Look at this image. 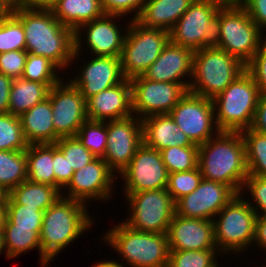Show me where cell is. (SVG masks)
Segmentation results:
<instances>
[{
	"instance_id": "6da1fadb",
	"label": "cell",
	"mask_w": 266,
	"mask_h": 267,
	"mask_svg": "<svg viewBox=\"0 0 266 267\" xmlns=\"http://www.w3.org/2000/svg\"><path fill=\"white\" fill-rule=\"evenodd\" d=\"M12 12L22 22L28 53L49 58L61 70L71 65L75 32L61 24L51 9L13 7Z\"/></svg>"
},
{
	"instance_id": "7a4b0ae2",
	"label": "cell",
	"mask_w": 266,
	"mask_h": 267,
	"mask_svg": "<svg viewBox=\"0 0 266 267\" xmlns=\"http://www.w3.org/2000/svg\"><path fill=\"white\" fill-rule=\"evenodd\" d=\"M198 167L204 180L227 184L240 194L249 175L241 132L220 131L198 145Z\"/></svg>"
},
{
	"instance_id": "3957f363",
	"label": "cell",
	"mask_w": 266,
	"mask_h": 267,
	"mask_svg": "<svg viewBox=\"0 0 266 267\" xmlns=\"http://www.w3.org/2000/svg\"><path fill=\"white\" fill-rule=\"evenodd\" d=\"M86 205L60 196L44 211L40 245L42 252L51 261L94 224L93 217L87 213L89 209Z\"/></svg>"
},
{
	"instance_id": "277c9868",
	"label": "cell",
	"mask_w": 266,
	"mask_h": 267,
	"mask_svg": "<svg viewBox=\"0 0 266 267\" xmlns=\"http://www.w3.org/2000/svg\"><path fill=\"white\" fill-rule=\"evenodd\" d=\"M245 70L238 58L214 45L195 50L188 91L213 100Z\"/></svg>"
},
{
	"instance_id": "5b68a950",
	"label": "cell",
	"mask_w": 266,
	"mask_h": 267,
	"mask_svg": "<svg viewBox=\"0 0 266 267\" xmlns=\"http://www.w3.org/2000/svg\"><path fill=\"white\" fill-rule=\"evenodd\" d=\"M103 240L131 267H168L167 234L138 231L122 221L109 229Z\"/></svg>"
},
{
	"instance_id": "8992f818",
	"label": "cell",
	"mask_w": 266,
	"mask_h": 267,
	"mask_svg": "<svg viewBox=\"0 0 266 267\" xmlns=\"http://www.w3.org/2000/svg\"><path fill=\"white\" fill-rule=\"evenodd\" d=\"M261 92L252 75L245 70L213 99L220 131L241 132L252 125Z\"/></svg>"
},
{
	"instance_id": "52a82bcc",
	"label": "cell",
	"mask_w": 266,
	"mask_h": 267,
	"mask_svg": "<svg viewBox=\"0 0 266 267\" xmlns=\"http://www.w3.org/2000/svg\"><path fill=\"white\" fill-rule=\"evenodd\" d=\"M262 32L244 7H220L213 45L247 65L264 40Z\"/></svg>"
},
{
	"instance_id": "ba28073f",
	"label": "cell",
	"mask_w": 266,
	"mask_h": 267,
	"mask_svg": "<svg viewBox=\"0 0 266 267\" xmlns=\"http://www.w3.org/2000/svg\"><path fill=\"white\" fill-rule=\"evenodd\" d=\"M244 198L236 194L213 220L215 244L221 254L244 252L254 241L257 214Z\"/></svg>"
},
{
	"instance_id": "9c48e42d",
	"label": "cell",
	"mask_w": 266,
	"mask_h": 267,
	"mask_svg": "<svg viewBox=\"0 0 266 267\" xmlns=\"http://www.w3.org/2000/svg\"><path fill=\"white\" fill-rule=\"evenodd\" d=\"M130 21L120 56L122 73L129 80L142 76L170 41V32Z\"/></svg>"
},
{
	"instance_id": "30bf717a",
	"label": "cell",
	"mask_w": 266,
	"mask_h": 267,
	"mask_svg": "<svg viewBox=\"0 0 266 267\" xmlns=\"http://www.w3.org/2000/svg\"><path fill=\"white\" fill-rule=\"evenodd\" d=\"M130 215L123 221L130 228L167 234L175 215V202L167 188L143 192H124ZM131 209V210H130Z\"/></svg>"
},
{
	"instance_id": "8fae6325",
	"label": "cell",
	"mask_w": 266,
	"mask_h": 267,
	"mask_svg": "<svg viewBox=\"0 0 266 267\" xmlns=\"http://www.w3.org/2000/svg\"><path fill=\"white\" fill-rule=\"evenodd\" d=\"M220 7L195 0L170 31V41L193 51L213 45L216 16Z\"/></svg>"
},
{
	"instance_id": "7c38bea8",
	"label": "cell",
	"mask_w": 266,
	"mask_h": 267,
	"mask_svg": "<svg viewBox=\"0 0 266 267\" xmlns=\"http://www.w3.org/2000/svg\"><path fill=\"white\" fill-rule=\"evenodd\" d=\"M169 114L196 145L207 142L220 132L215 120L212 99L187 91Z\"/></svg>"
},
{
	"instance_id": "4fadbf2b",
	"label": "cell",
	"mask_w": 266,
	"mask_h": 267,
	"mask_svg": "<svg viewBox=\"0 0 266 267\" xmlns=\"http://www.w3.org/2000/svg\"><path fill=\"white\" fill-rule=\"evenodd\" d=\"M130 83L133 114L141 120L151 115L169 114L188 91L180 83L156 82L143 75L132 78Z\"/></svg>"
},
{
	"instance_id": "5bb4252c",
	"label": "cell",
	"mask_w": 266,
	"mask_h": 267,
	"mask_svg": "<svg viewBox=\"0 0 266 267\" xmlns=\"http://www.w3.org/2000/svg\"><path fill=\"white\" fill-rule=\"evenodd\" d=\"M62 79L50 88V99L53 112V125L56 141L62 137L76 136L79 128L88 119L86 99L81 91L70 81Z\"/></svg>"
},
{
	"instance_id": "9a60e30c",
	"label": "cell",
	"mask_w": 266,
	"mask_h": 267,
	"mask_svg": "<svg viewBox=\"0 0 266 267\" xmlns=\"http://www.w3.org/2000/svg\"><path fill=\"white\" fill-rule=\"evenodd\" d=\"M107 145L103 160L115 173L120 174L143 144L142 120L137 116L106 121Z\"/></svg>"
},
{
	"instance_id": "2e32d148",
	"label": "cell",
	"mask_w": 266,
	"mask_h": 267,
	"mask_svg": "<svg viewBox=\"0 0 266 267\" xmlns=\"http://www.w3.org/2000/svg\"><path fill=\"white\" fill-rule=\"evenodd\" d=\"M122 18L123 16L104 14L103 16L94 19L88 23L81 25L75 31V52L73 55V62L77 59L82 51V38L81 35L85 36L84 43L88 45L90 49L89 52L93 56H109V57H120L127 34V28L130 24L128 22L127 27H125V32L120 29V25L116 24L115 18ZM115 21V22H114ZM85 29L81 32V30ZM86 33V34H85Z\"/></svg>"
},
{
	"instance_id": "e0dca14e",
	"label": "cell",
	"mask_w": 266,
	"mask_h": 267,
	"mask_svg": "<svg viewBox=\"0 0 266 267\" xmlns=\"http://www.w3.org/2000/svg\"><path fill=\"white\" fill-rule=\"evenodd\" d=\"M119 175L124 180L123 192L165 189L169 178L160 151L144 143Z\"/></svg>"
},
{
	"instance_id": "ac0fdd59",
	"label": "cell",
	"mask_w": 266,
	"mask_h": 267,
	"mask_svg": "<svg viewBox=\"0 0 266 267\" xmlns=\"http://www.w3.org/2000/svg\"><path fill=\"white\" fill-rule=\"evenodd\" d=\"M116 181L115 173L103 158H95L89 164L74 171L71 181L61 195L65 198L81 201L85 204L92 200L112 199L111 194ZM112 190V191H111Z\"/></svg>"
},
{
	"instance_id": "d6986e66",
	"label": "cell",
	"mask_w": 266,
	"mask_h": 267,
	"mask_svg": "<svg viewBox=\"0 0 266 267\" xmlns=\"http://www.w3.org/2000/svg\"><path fill=\"white\" fill-rule=\"evenodd\" d=\"M236 194L227 184L202 179L193 192L175 202V214L213 221Z\"/></svg>"
},
{
	"instance_id": "ffe728a7",
	"label": "cell",
	"mask_w": 266,
	"mask_h": 267,
	"mask_svg": "<svg viewBox=\"0 0 266 267\" xmlns=\"http://www.w3.org/2000/svg\"><path fill=\"white\" fill-rule=\"evenodd\" d=\"M79 69L80 75L70 78V82L81 91L86 101L125 79L121 70L120 57L93 56L92 60Z\"/></svg>"
},
{
	"instance_id": "44dd1931",
	"label": "cell",
	"mask_w": 266,
	"mask_h": 267,
	"mask_svg": "<svg viewBox=\"0 0 266 267\" xmlns=\"http://www.w3.org/2000/svg\"><path fill=\"white\" fill-rule=\"evenodd\" d=\"M170 251L217 249L211 220L174 215L167 232Z\"/></svg>"
},
{
	"instance_id": "7402d4cb",
	"label": "cell",
	"mask_w": 266,
	"mask_h": 267,
	"mask_svg": "<svg viewBox=\"0 0 266 267\" xmlns=\"http://www.w3.org/2000/svg\"><path fill=\"white\" fill-rule=\"evenodd\" d=\"M193 54L192 49L169 41L143 76L156 82L180 83L188 90L190 80L185 82L184 77H192Z\"/></svg>"
},
{
	"instance_id": "603a6c76",
	"label": "cell",
	"mask_w": 266,
	"mask_h": 267,
	"mask_svg": "<svg viewBox=\"0 0 266 267\" xmlns=\"http://www.w3.org/2000/svg\"><path fill=\"white\" fill-rule=\"evenodd\" d=\"M90 120L112 121L133 116L132 87L129 79L102 90L86 101Z\"/></svg>"
},
{
	"instance_id": "cb8c5ba5",
	"label": "cell",
	"mask_w": 266,
	"mask_h": 267,
	"mask_svg": "<svg viewBox=\"0 0 266 267\" xmlns=\"http://www.w3.org/2000/svg\"><path fill=\"white\" fill-rule=\"evenodd\" d=\"M143 143L158 151L168 147L198 146L174 122L170 114H156L142 119Z\"/></svg>"
},
{
	"instance_id": "d4e9b609",
	"label": "cell",
	"mask_w": 266,
	"mask_h": 267,
	"mask_svg": "<svg viewBox=\"0 0 266 267\" xmlns=\"http://www.w3.org/2000/svg\"><path fill=\"white\" fill-rule=\"evenodd\" d=\"M195 0H146L136 21L143 27L168 32Z\"/></svg>"
},
{
	"instance_id": "484cf974",
	"label": "cell",
	"mask_w": 266,
	"mask_h": 267,
	"mask_svg": "<svg viewBox=\"0 0 266 267\" xmlns=\"http://www.w3.org/2000/svg\"><path fill=\"white\" fill-rule=\"evenodd\" d=\"M24 137L31 144H54L56 132L53 125V112L50 99L34 105L19 116Z\"/></svg>"
},
{
	"instance_id": "4316f807",
	"label": "cell",
	"mask_w": 266,
	"mask_h": 267,
	"mask_svg": "<svg viewBox=\"0 0 266 267\" xmlns=\"http://www.w3.org/2000/svg\"><path fill=\"white\" fill-rule=\"evenodd\" d=\"M56 19L74 32L105 14L101 0H58L51 8Z\"/></svg>"
},
{
	"instance_id": "83f0119b",
	"label": "cell",
	"mask_w": 266,
	"mask_h": 267,
	"mask_svg": "<svg viewBox=\"0 0 266 267\" xmlns=\"http://www.w3.org/2000/svg\"><path fill=\"white\" fill-rule=\"evenodd\" d=\"M49 91L50 88L44 83L29 81L22 77L13 79L8 113L20 116L34 105L48 98Z\"/></svg>"
},
{
	"instance_id": "f1b7e54d",
	"label": "cell",
	"mask_w": 266,
	"mask_h": 267,
	"mask_svg": "<svg viewBox=\"0 0 266 267\" xmlns=\"http://www.w3.org/2000/svg\"><path fill=\"white\" fill-rule=\"evenodd\" d=\"M2 231L7 258H17L19 255L37 248L41 259L39 262H51L42 252L40 235L36 231H33V228H15V224L6 217Z\"/></svg>"
},
{
	"instance_id": "f546056e",
	"label": "cell",
	"mask_w": 266,
	"mask_h": 267,
	"mask_svg": "<svg viewBox=\"0 0 266 267\" xmlns=\"http://www.w3.org/2000/svg\"><path fill=\"white\" fill-rule=\"evenodd\" d=\"M27 180L55 187L53 144H31L26 149Z\"/></svg>"
},
{
	"instance_id": "4dcf8cb0",
	"label": "cell",
	"mask_w": 266,
	"mask_h": 267,
	"mask_svg": "<svg viewBox=\"0 0 266 267\" xmlns=\"http://www.w3.org/2000/svg\"><path fill=\"white\" fill-rule=\"evenodd\" d=\"M17 204L37 207L45 211L52 206L61 195L54 186L36 182L24 181L15 187L9 195Z\"/></svg>"
},
{
	"instance_id": "1f68e13d",
	"label": "cell",
	"mask_w": 266,
	"mask_h": 267,
	"mask_svg": "<svg viewBox=\"0 0 266 267\" xmlns=\"http://www.w3.org/2000/svg\"><path fill=\"white\" fill-rule=\"evenodd\" d=\"M26 166V150H0V185L11 192L15 187L27 180Z\"/></svg>"
},
{
	"instance_id": "d6a6232c",
	"label": "cell",
	"mask_w": 266,
	"mask_h": 267,
	"mask_svg": "<svg viewBox=\"0 0 266 267\" xmlns=\"http://www.w3.org/2000/svg\"><path fill=\"white\" fill-rule=\"evenodd\" d=\"M249 175L266 178V134L251 128L241 131Z\"/></svg>"
},
{
	"instance_id": "836d02e7",
	"label": "cell",
	"mask_w": 266,
	"mask_h": 267,
	"mask_svg": "<svg viewBox=\"0 0 266 267\" xmlns=\"http://www.w3.org/2000/svg\"><path fill=\"white\" fill-rule=\"evenodd\" d=\"M57 69L60 68L49 58L28 53L22 78L44 83L51 88L64 79L58 76Z\"/></svg>"
},
{
	"instance_id": "e575fe53",
	"label": "cell",
	"mask_w": 266,
	"mask_h": 267,
	"mask_svg": "<svg viewBox=\"0 0 266 267\" xmlns=\"http://www.w3.org/2000/svg\"><path fill=\"white\" fill-rule=\"evenodd\" d=\"M76 137L96 158L104 157L107 145L106 122L87 119L79 128Z\"/></svg>"
},
{
	"instance_id": "d590c367",
	"label": "cell",
	"mask_w": 266,
	"mask_h": 267,
	"mask_svg": "<svg viewBox=\"0 0 266 267\" xmlns=\"http://www.w3.org/2000/svg\"><path fill=\"white\" fill-rule=\"evenodd\" d=\"M28 146L19 116L0 114V150L24 151Z\"/></svg>"
},
{
	"instance_id": "8d00e7d4",
	"label": "cell",
	"mask_w": 266,
	"mask_h": 267,
	"mask_svg": "<svg viewBox=\"0 0 266 267\" xmlns=\"http://www.w3.org/2000/svg\"><path fill=\"white\" fill-rule=\"evenodd\" d=\"M160 153L168 173L189 171L198 166V146L168 147Z\"/></svg>"
},
{
	"instance_id": "74e56055",
	"label": "cell",
	"mask_w": 266,
	"mask_h": 267,
	"mask_svg": "<svg viewBox=\"0 0 266 267\" xmlns=\"http://www.w3.org/2000/svg\"><path fill=\"white\" fill-rule=\"evenodd\" d=\"M5 209L6 217L15 224V228H33L40 235L44 211L17 204L10 196Z\"/></svg>"
},
{
	"instance_id": "f35d334b",
	"label": "cell",
	"mask_w": 266,
	"mask_h": 267,
	"mask_svg": "<svg viewBox=\"0 0 266 267\" xmlns=\"http://www.w3.org/2000/svg\"><path fill=\"white\" fill-rule=\"evenodd\" d=\"M26 38L21 20L11 12L0 21V54L25 50Z\"/></svg>"
},
{
	"instance_id": "ab89813d",
	"label": "cell",
	"mask_w": 266,
	"mask_h": 267,
	"mask_svg": "<svg viewBox=\"0 0 266 267\" xmlns=\"http://www.w3.org/2000/svg\"><path fill=\"white\" fill-rule=\"evenodd\" d=\"M217 249L170 251L168 267H217Z\"/></svg>"
},
{
	"instance_id": "60d3db41",
	"label": "cell",
	"mask_w": 266,
	"mask_h": 267,
	"mask_svg": "<svg viewBox=\"0 0 266 267\" xmlns=\"http://www.w3.org/2000/svg\"><path fill=\"white\" fill-rule=\"evenodd\" d=\"M202 179L198 166L189 171L169 173L167 191L176 202L193 192L200 185Z\"/></svg>"
},
{
	"instance_id": "b9f144b4",
	"label": "cell",
	"mask_w": 266,
	"mask_h": 267,
	"mask_svg": "<svg viewBox=\"0 0 266 267\" xmlns=\"http://www.w3.org/2000/svg\"><path fill=\"white\" fill-rule=\"evenodd\" d=\"M54 144L64 154L74 171L81 169L96 158L76 136L59 138Z\"/></svg>"
},
{
	"instance_id": "7bdbcfd3",
	"label": "cell",
	"mask_w": 266,
	"mask_h": 267,
	"mask_svg": "<svg viewBox=\"0 0 266 267\" xmlns=\"http://www.w3.org/2000/svg\"><path fill=\"white\" fill-rule=\"evenodd\" d=\"M246 189V193L249 191L251 196L250 201L247 200V202L254 209L257 216L266 217V178L248 175L244 181L240 194H245L244 191ZM252 201L255 202V204H253ZM258 211L260 212V214Z\"/></svg>"
},
{
	"instance_id": "ee69618b",
	"label": "cell",
	"mask_w": 266,
	"mask_h": 267,
	"mask_svg": "<svg viewBox=\"0 0 266 267\" xmlns=\"http://www.w3.org/2000/svg\"><path fill=\"white\" fill-rule=\"evenodd\" d=\"M28 52L26 50H14L0 54V73L11 79L21 78Z\"/></svg>"
},
{
	"instance_id": "f6af8a7d",
	"label": "cell",
	"mask_w": 266,
	"mask_h": 267,
	"mask_svg": "<svg viewBox=\"0 0 266 267\" xmlns=\"http://www.w3.org/2000/svg\"><path fill=\"white\" fill-rule=\"evenodd\" d=\"M246 70L254 78L261 94H266V37L252 60L246 65Z\"/></svg>"
},
{
	"instance_id": "bcb514c9",
	"label": "cell",
	"mask_w": 266,
	"mask_h": 267,
	"mask_svg": "<svg viewBox=\"0 0 266 267\" xmlns=\"http://www.w3.org/2000/svg\"><path fill=\"white\" fill-rule=\"evenodd\" d=\"M145 2L146 0H101V6L105 14L127 16L134 12L130 18L136 20Z\"/></svg>"
},
{
	"instance_id": "7dc6e473",
	"label": "cell",
	"mask_w": 266,
	"mask_h": 267,
	"mask_svg": "<svg viewBox=\"0 0 266 267\" xmlns=\"http://www.w3.org/2000/svg\"><path fill=\"white\" fill-rule=\"evenodd\" d=\"M53 171L55 174V187L62 193L71 181L74 170L55 144H53Z\"/></svg>"
},
{
	"instance_id": "c3c4849f",
	"label": "cell",
	"mask_w": 266,
	"mask_h": 267,
	"mask_svg": "<svg viewBox=\"0 0 266 267\" xmlns=\"http://www.w3.org/2000/svg\"><path fill=\"white\" fill-rule=\"evenodd\" d=\"M244 9L256 25L264 32V29H266V0H246Z\"/></svg>"
},
{
	"instance_id": "681fc988",
	"label": "cell",
	"mask_w": 266,
	"mask_h": 267,
	"mask_svg": "<svg viewBox=\"0 0 266 267\" xmlns=\"http://www.w3.org/2000/svg\"><path fill=\"white\" fill-rule=\"evenodd\" d=\"M251 129L266 134V94H261L255 111Z\"/></svg>"
},
{
	"instance_id": "f907efd6",
	"label": "cell",
	"mask_w": 266,
	"mask_h": 267,
	"mask_svg": "<svg viewBox=\"0 0 266 267\" xmlns=\"http://www.w3.org/2000/svg\"><path fill=\"white\" fill-rule=\"evenodd\" d=\"M12 81L13 79L0 73V114L8 113Z\"/></svg>"
},
{
	"instance_id": "816d5d0a",
	"label": "cell",
	"mask_w": 266,
	"mask_h": 267,
	"mask_svg": "<svg viewBox=\"0 0 266 267\" xmlns=\"http://www.w3.org/2000/svg\"><path fill=\"white\" fill-rule=\"evenodd\" d=\"M58 0H14L13 7L26 9H51Z\"/></svg>"
},
{
	"instance_id": "f5cc1de1",
	"label": "cell",
	"mask_w": 266,
	"mask_h": 267,
	"mask_svg": "<svg viewBox=\"0 0 266 267\" xmlns=\"http://www.w3.org/2000/svg\"><path fill=\"white\" fill-rule=\"evenodd\" d=\"M254 243L258 245V247L266 250V217L265 216H257L255 222V236Z\"/></svg>"
},
{
	"instance_id": "db71d44e",
	"label": "cell",
	"mask_w": 266,
	"mask_h": 267,
	"mask_svg": "<svg viewBox=\"0 0 266 267\" xmlns=\"http://www.w3.org/2000/svg\"><path fill=\"white\" fill-rule=\"evenodd\" d=\"M219 7H244L246 0H207Z\"/></svg>"
},
{
	"instance_id": "11a10c76",
	"label": "cell",
	"mask_w": 266,
	"mask_h": 267,
	"mask_svg": "<svg viewBox=\"0 0 266 267\" xmlns=\"http://www.w3.org/2000/svg\"><path fill=\"white\" fill-rule=\"evenodd\" d=\"M13 9V5L9 0H0V21L6 18Z\"/></svg>"
},
{
	"instance_id": "9f6ffc18",
	"label": "cell",
	"mask_w": 266,
	"mask_h": 267,
	"mask_svg": "<svg viewBox=\"0 0 266 267\" xmlns=\"http://www.w3.org/2000/svg\"><path fill=\"white\" fill-rule=\"evenodd\" d=\"M10 192L0 185V206H6Z\"/></svg>"
},
{
	"instance_id": "6f0895ef",
	"label": "cell",
	"mask_w": 266,
	"mask_h": 267,
	"mask_svg": "<svg viewBox=\"0 0 266 267\" xmlns=\"http://www.w3.org/2000/svg\"><path fill=\"white\" fill-rule=\"evenodd\" d=\"M123 265L126 264H122V263H118L117 261H113V260H102V267H124ZM125 267H128L127 265Z\"/></svg>"
},
{
	"instance_id": "680465c9",
	"label": "cell",
	"mask_w": 266,
	"mask_h": 267,
	"mask_svg": "<svg viewBox=\"0 0 266 267\" xmlns=\"http://www.w3.org/2000/svg\"><path fill=\"white\" fill-rule=\"evenodd\" d=\"M6 206H0V231H2V228L4 226V221L6 218Z\"/></svg>"
},
{
	"instance_id": "91938a15",
	"label": "cell",
	"mask_w": 266,
	"mask_h": 267,
	"mask_svg": "<svg viewBox=\"0 0 266 267\" xmlns=\"http://www.w3.org/2000/svg\"><path fill=\"white\" fill-rule=\"evenodd\" d=\"M5 249V244H4V236H3V231H0V254H2Z\"/></svg>"
},
{
	"instance_id": "94428289",
	"label": "cell",
	"mask_w": 266,
	"mask_h": 267,
	"mask_svg": "<svg viewBox=\"0 0 266 267\" xmlns=\"http://www.w3.org/2000/svg\"><path fill=\"white\" fill-rule=\"evenodd\" d=\"M48 264H49V261H46V262H41L40 265H41L42 267H47Z\"/></svg>"
},
{
	"instance_id": "6125c7cd",
	"label": "cell",
	"mask_w": 266,
	"mask_h": 267,
	"mask_svg": "<svg viewBox=\"0 0 266 267\" xmlns=\"http://www.w3.org/2000/svg\"><path fill=\"white\" fill-rule=\"evenodd\" d=\"M96 264L92 267H102V262L100 261L99 263L95 262Z\"/></svg>"
}]
</instances>
